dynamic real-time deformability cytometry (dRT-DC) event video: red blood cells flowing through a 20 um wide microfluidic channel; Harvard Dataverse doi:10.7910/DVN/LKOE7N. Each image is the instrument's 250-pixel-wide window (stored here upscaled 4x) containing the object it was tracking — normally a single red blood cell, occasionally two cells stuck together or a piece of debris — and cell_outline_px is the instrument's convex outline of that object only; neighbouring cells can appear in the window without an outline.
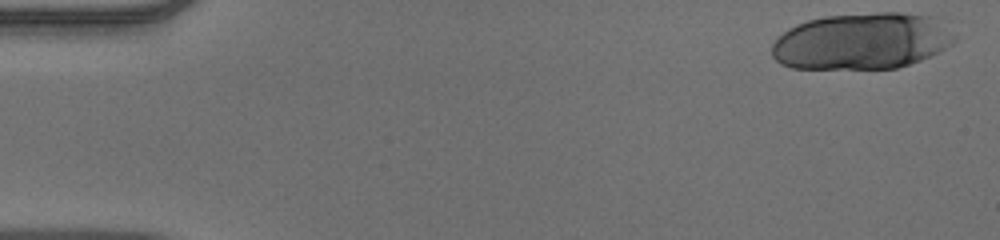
{"species": "human", "species_latin": "Homo sapiens", "temperature_condition": "warm", "stored_images_in_passage": 37, "camera_frame_rate_fps": 3000, "um_per_image_px": 0.085, "donor": {"sex": "male"}, "frame": {"image": 1, "passage_image": 1, "time_ms": 0.0, "image_size_px": [1000, 240], "cell_outline_px": [[956, 40], [952, 44], [940, 52], [920, 60], [896, 68], [792, 68], [780, 64], [772, 56], [772, 44], [788, 28], [796, 24], [808, 20], [824, 16], [880, 12], [900, 12], [936, 16], [956, 36]], "centroid_in_image_um": [73.29, 3.48], "position_along_channel_um": 11.7, "area_um2": 60.4}}
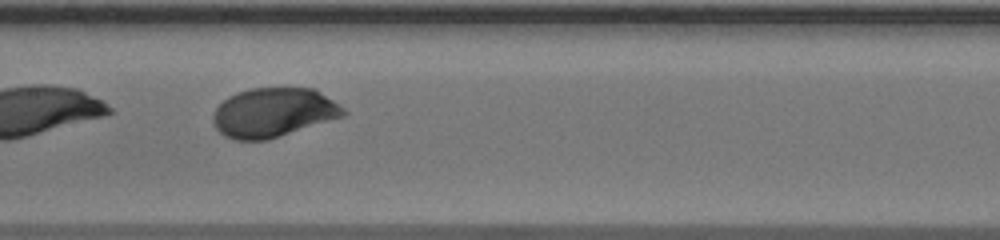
{"frame": {"image": 2, "passage_image": 26, "time_ms": 8.333, "image_size_px": [1000, 240], "cell_outline_px": [[348, 112], [344, 116], [268, 140], [236, 140], [224, 136], [216, 128], [212, 120], [212, 116], [216, 108], [224, 100], [236, 92], [252, 88], [316, 88], [344, 108]], "centroid_in_image_um": [23.25, 9.56], "position_along_channel_um": 184.2, "area_um2": 37.45}}
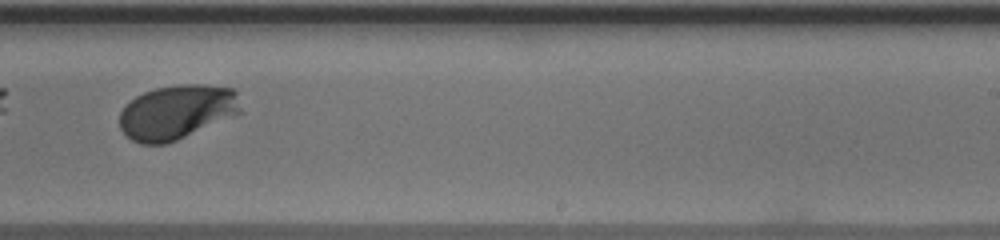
{"frame": {"image": 3, "passage_image": 33, "time_ms": 10.667, "image_size_px": [1000, 240], "cell_outline_px": [[240, 112], [176, 140], [164, 144], [140, 144], [132, 140], [120, 128], [120, 112], [136, 96], [144, 92], [156, 88], [180, 84], [200, 84], [236, 88], [240, 108]], "centroid_in_image_um": [15.02, 9.51], "position_along_channel_um": 274.0, "area_um2": 37.86}}